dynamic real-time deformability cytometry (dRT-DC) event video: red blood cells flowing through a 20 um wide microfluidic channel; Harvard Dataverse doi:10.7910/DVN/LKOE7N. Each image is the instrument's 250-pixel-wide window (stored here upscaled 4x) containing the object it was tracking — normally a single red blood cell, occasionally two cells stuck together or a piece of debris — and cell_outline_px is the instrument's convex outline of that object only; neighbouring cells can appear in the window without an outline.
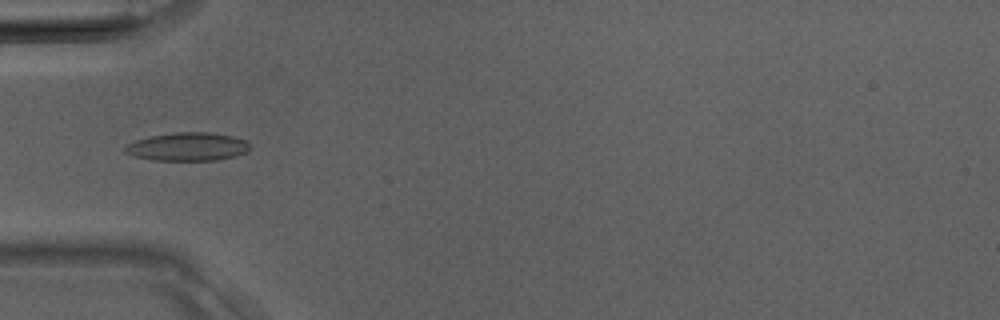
{"species": "Egyptian fruit bat (a non-hibernating species)", "species_latin": "Rousettus aegyptiacus", "temperature_condition": "room temperature", "stored_images_in_passage": 39, "camera_frame_rate_fps": 3000, "um_per_image_px": 0.085, "animal": {"sex": "male"}, "frame": {"image": 1, "passage_image": 13, "time_ms": 4.0, "image_size_px": [1000, 320], "cell_outline_px": [[252, 148], [248, 152], [236, 156], [216, 160], [152, 160], [132, 156], [124, 152], [124, 144], [148, 136], [176, 132], [208, 132], [232, 136], [248, 140]], "centroid_in_image_um": [15.95, 12.47], "position_along_channel_um": 69.0, "area_um2": 20.98}}
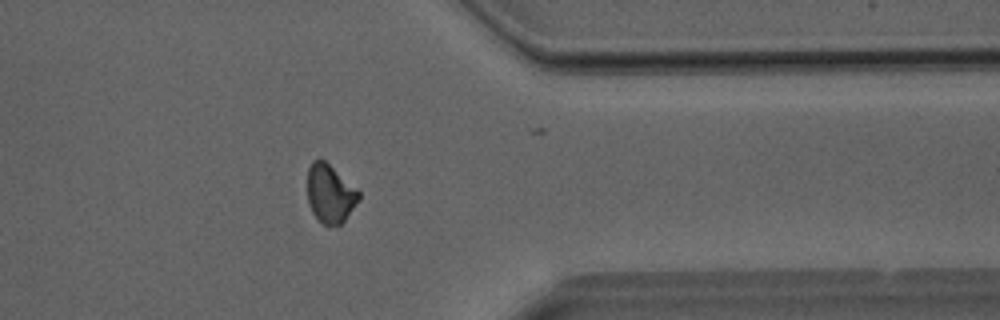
{"frame": {"image": 2, "passage_image": 31, "time_ms": 10.0, "image_size_px": [1000, 320], "cell_outline_px": [[360, 200], [344, 220], [340, 224], [324, 224], [312, 212], [308, 204], [308, 168], [312, 160], [324, 160], [360, 192]], "centroid_in_image_um": [28.05, 16.45], "position_along_channel_um": 383.3, "area_um2": 17.11}}
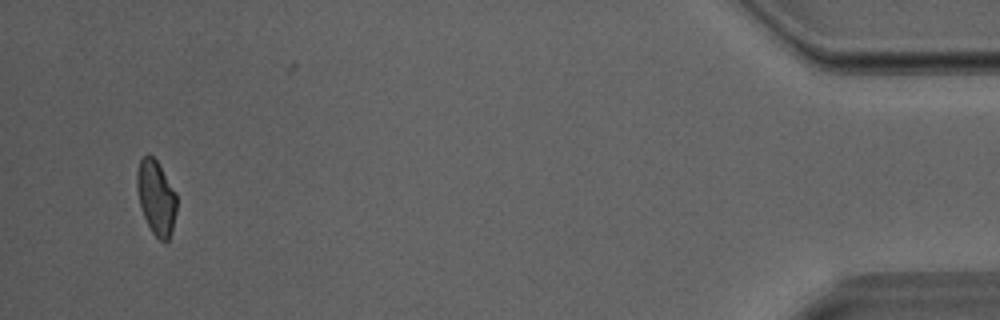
{"frame": {"image": 3, "passage_image": 37, "time_ms": 12.0, "image_size_px": [1000, 320], "cell_outline_px": [[176, 212], [172, 228], [168, 240], [160, 240], [152, 232], [144, 216], [140, 204], [136, 184], [136, 172], [140, 160], [144, 156], [152, 156], [156, 160], [176, 192]], "centroid_in_image_um": [13.27, 16.77], "position_along_channel_um": 421.9, "area_um2": 16.88}}